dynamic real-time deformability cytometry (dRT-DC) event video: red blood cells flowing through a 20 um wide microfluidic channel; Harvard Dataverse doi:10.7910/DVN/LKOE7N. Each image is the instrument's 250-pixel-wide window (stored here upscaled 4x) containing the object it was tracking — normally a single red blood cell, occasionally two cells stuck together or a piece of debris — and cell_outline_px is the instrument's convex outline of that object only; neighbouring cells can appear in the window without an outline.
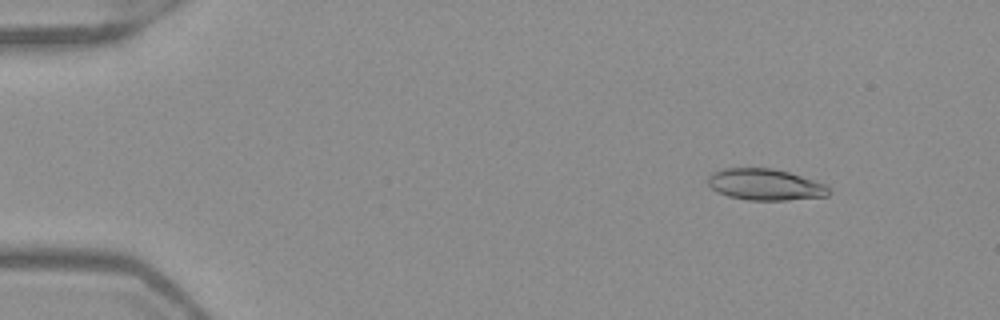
{"species": "Egyptian fruit bat (a non-hibernating species)", "species_latin": "Rousettus aegyptiacus", "temperature_condition": "warm", "stored_images_in_passage": 53, "camera_frame_rate_fps": 3000, "um_per_image_px": 0.085, "frame": {"image": 1, "passage_image": 7, "time_ms": 2.0, "image_size_px": [1000, 320], "cell_outline_px": [[832, 192], [828, 196], [788, 200], [748, 200], [728, 196], [716, 192], [708, 184], [708, 176], [712, 172], [720, 168], [772, 168], [788, 172], [828, 184], [832, 188]], "centroid_in_image_um": [65.08, 15.69], "position_along_channel_um": 19.9, "area_um2": 22.48}}
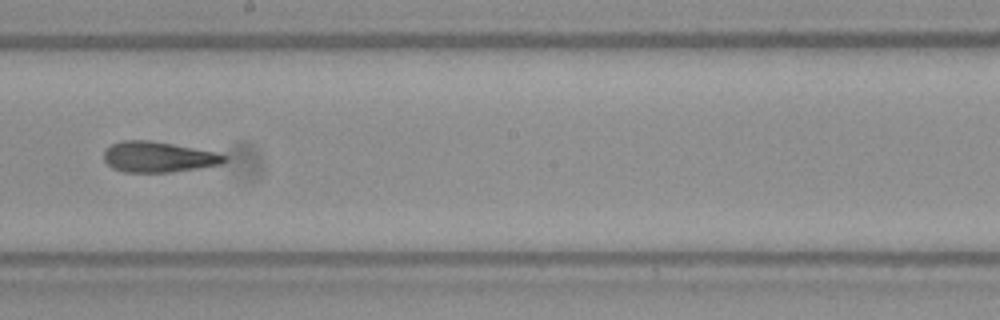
{"frame": {"image": 2, "passage_image": 31, "time_ms": 10.0, "image_size_px": [1000, 320], "cell_outline_px": [[228, 160], [220, 164], [200, 168], [168, 172], [124, 172], [112, 168], [104, 160], [104, 148], [112, 144], [124, 140], [148, 140], [172, 144], [216, 152], [228, 156]], "centroid_in_image_um": [13.45, 13.34], "position_along_channel_um": 234.8, "area_um2": 21.5}}
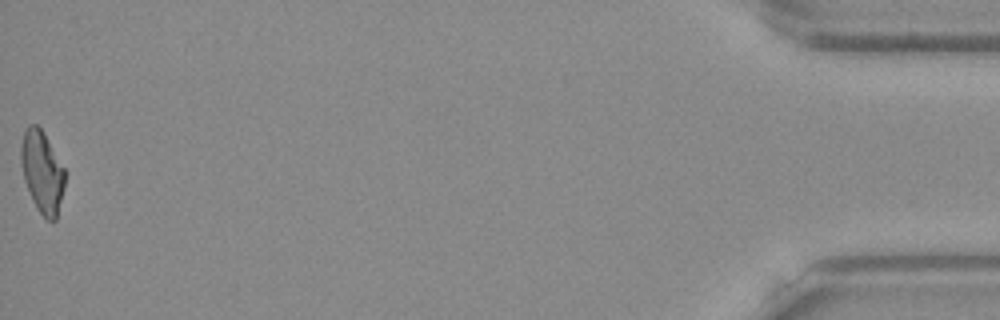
{"frame": {"image": 3, "passage_image": 53, "time_ms": 17.333, "image_size_px": [1000, 320], "cell_outline_px": [[64, 188], [56, 220], [48, 220], [36, 208], [32, 200], [24, 180], [20, 160], [20, 148], [24, 128], [28, 124], [36, 124], [44, 132], [64, 168]], "centroid_in_image_um": [3.56, 14.57], "position_along_channel_um": 431.6, "area_um2": 20.98}, "authors_computed_cell_mechanics": {"area_um2": 21.8484, "velocity_mm_per_s": 3.9672, "shape_relaxation_time_tau1_ms": 6.9855, "shape_relaxation_time_tau2_ms": 2.8667, "deformation_change_tau1": 0.2378, "deformation_change_tau2": 0.1204}}